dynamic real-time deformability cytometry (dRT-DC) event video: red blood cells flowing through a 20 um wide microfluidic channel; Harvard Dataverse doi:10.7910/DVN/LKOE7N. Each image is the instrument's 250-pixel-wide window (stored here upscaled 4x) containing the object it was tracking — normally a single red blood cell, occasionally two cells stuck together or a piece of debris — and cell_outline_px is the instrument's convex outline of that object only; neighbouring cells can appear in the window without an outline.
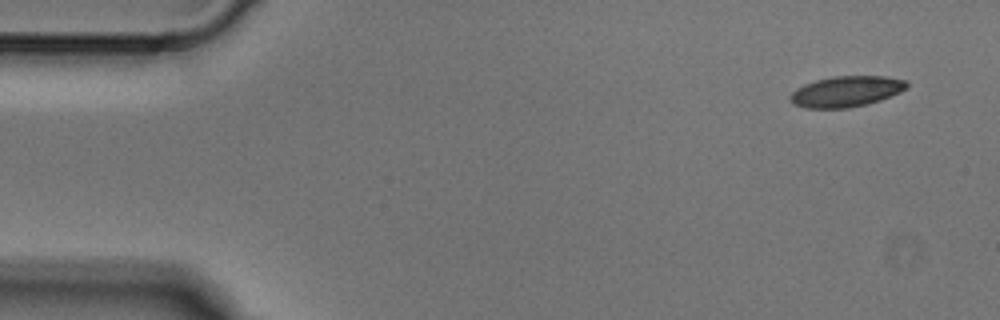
{"species": "Egyptian fruit bat (a non-hibernating species)", "species_latin": "Rousettus aegyptiacus", "temperature_condition": "cold", "stored_images_in_passage": 3, "camera_frame_rate_fps": 3000, "um_per_image_px": 0.085, "animal": {"sex": "male"}, "frame": {"image": 1, "passage_image": 1, "time_ms": 0.0, "image_size_px": [1000, 320], "cell_outline_px": [[908, 88], [900, 92], [880, 100], [868, 104], [848, 108], [804, 108], [788, 100], [788, 96], [796, 88], [804, 84], [816, 80], [832, 76], [884, 76], [908, 80]], "centroid_in_image_um": [71.93, 7.77], "position_along_channel_um": 13.1, "area_um2": 21.1}}